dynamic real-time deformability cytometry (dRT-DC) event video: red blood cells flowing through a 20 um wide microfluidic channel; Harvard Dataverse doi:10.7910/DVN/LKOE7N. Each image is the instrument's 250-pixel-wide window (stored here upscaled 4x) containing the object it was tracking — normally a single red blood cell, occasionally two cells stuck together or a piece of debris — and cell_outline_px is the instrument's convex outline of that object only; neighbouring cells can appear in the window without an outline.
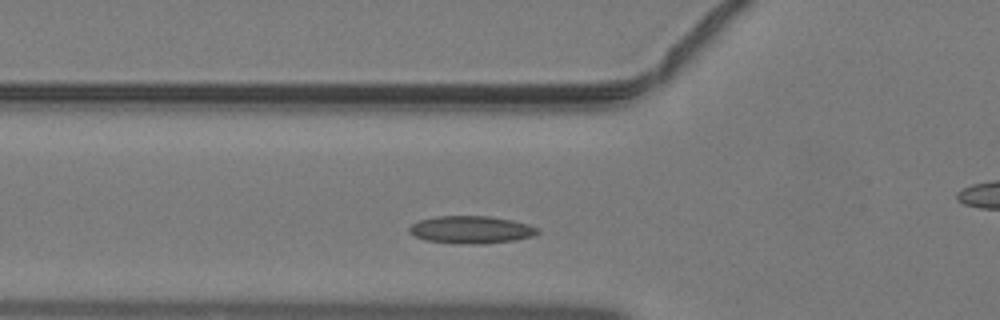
{"species": "common noctule bat (a hibernating species)", "species_latin": "Nyctalus noctula", "temperature_condition": "warm", "stored_images_in_passage": 23, "camera_frame_rate_fps": 3000, "um_per_image_px": 0.085, "animal": {"sex": "male", "body_mass_g": 19.2, "forearm_length_mm": 51.8}, "frame": {"image": 1, "passage_image": 3, "time_ms": 0.667, "image_size_px": [1000, 320], "cell_outline_px": [[540, 232], [532, 236], [516, 240], [484, 244], [456, 244], [424, 240], [412, 236], [408, 232], [408, 228], [412, 224], [420, 220], [436, 216], [492, 216], [512, 220], [528, 224], [540, 228]], "centroid_in_image_um": [40.03, 19.53], "position_along_channel_um": 85.8, "area_um2": 20.98}}
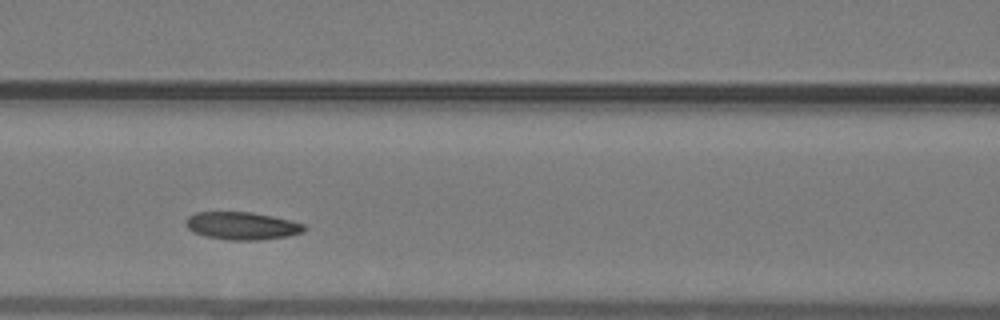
{"frame": {"image": 2, "passage_image": 7, "time_ms": 2.0, "image_size_px": [1000, 320], "cell_outline_px": [[308, 228], [304, 232], [288, 236], [260, 240], [228, 240], [208, 236], [192, 232], [188, 228], [188, 216], [196, 212], [252, 212], [272, 216], [304, 224]], "centroid_in_image_um": [20.62, 19.2], "position_along_channel_um": 146.0, "area_um2": 18.96}}
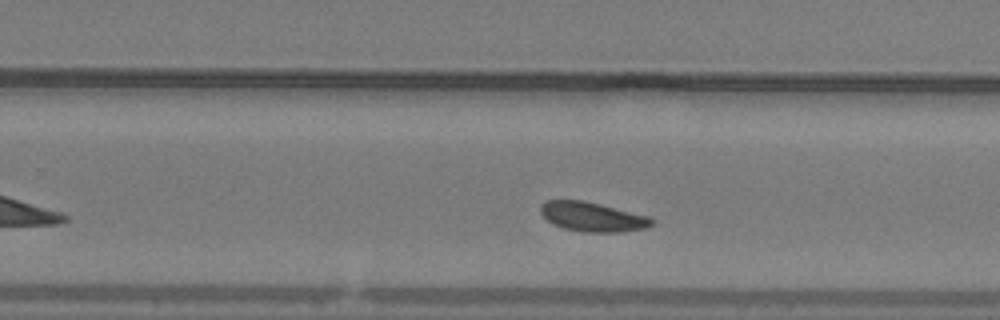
{"frame": {"image": 3, "passage_image": 16, "time_ms": 5.0, "image_size_px": [1000, 320], "cell_outline_px": [[652, 224], [648, 228], [624, 232], [584, 232], [564, 228], [552, 224], [540, 212], [540, 204], [544, 200], [584, 200], [648, 216], [652, 220]], "centroid_in_image_um": [50.33, 18.43], "position_along_channel_um": 279.5, "area_um2": 19.07}}